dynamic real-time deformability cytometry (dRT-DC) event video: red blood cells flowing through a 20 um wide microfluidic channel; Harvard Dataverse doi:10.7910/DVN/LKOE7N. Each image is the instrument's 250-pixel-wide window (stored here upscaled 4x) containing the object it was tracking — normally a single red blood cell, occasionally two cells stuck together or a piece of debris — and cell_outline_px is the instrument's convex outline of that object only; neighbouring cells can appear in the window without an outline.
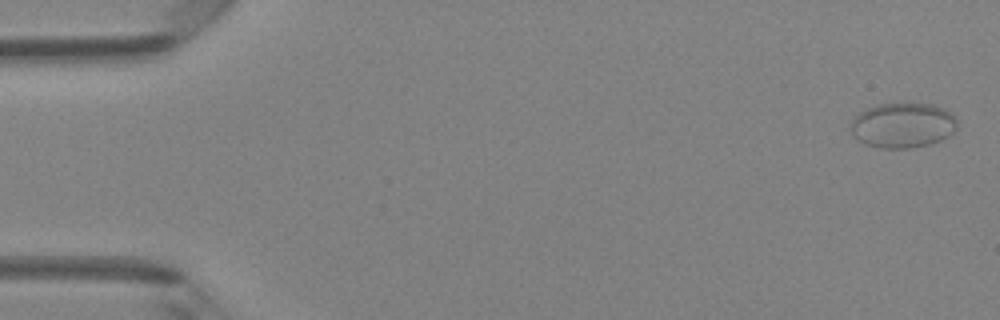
{"species": "Egyptian fruit bat (a non-hibernating species)", "species_latin": "Rousettus aegyptiacus", "temperature_condition": "room temperature", "stored_images_in_passage": 28, "camera_frame_rate_fps": 3000, "um_per_image_px": 0.085, "animal": {"sex": "female"}, "frame": {"image": 1, "passage_image": 1, "time_ms": 0.0, "image_size_px": [1000, 320], "cell_outline_px": [[956, 128], [948, 136], [940, 140], [928, 144], [912, 148], [880, 148], [864, 144], [848, 128], [852, 120], [860, 112], [868, 108], [880, 104], [904, 100], [932, 104], [944, 108], [952, 112], [956, 116]], "centroid_in_image_um": [76.75, 10.6], "position_along_channel_um": 8.3, "area_um2": 28.61}}
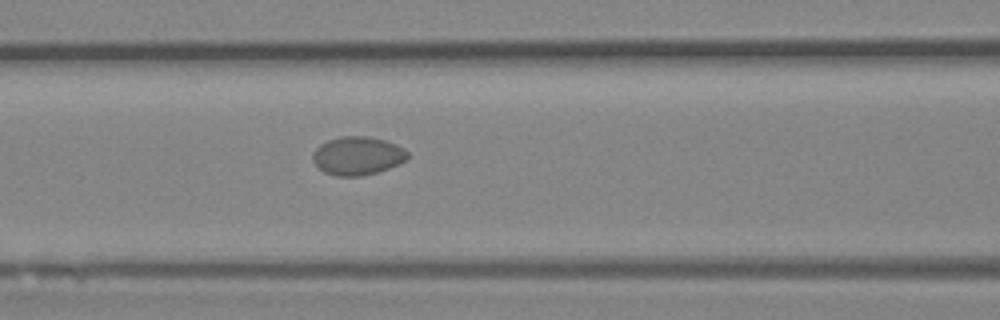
{"frame": {"image": 2, "passage_image": 20, "time_ms": 6.333, "image_size_px": [1000, 320], "cell_outline_px": [[408, 156], [404, 160], [388, 168], [376, 172], [360, 176], [336, 176], [324, 172], [312, 160], [312, 156], [316, 148], [320, 144], [328, 140], [340, 136], [368, 136], [384, 140], [404, 148], [408, 152]], "centroid_in_image_um": [30.36, 13.23], "position_along_channel_um": 136.2, "area_um2": 20.98}}
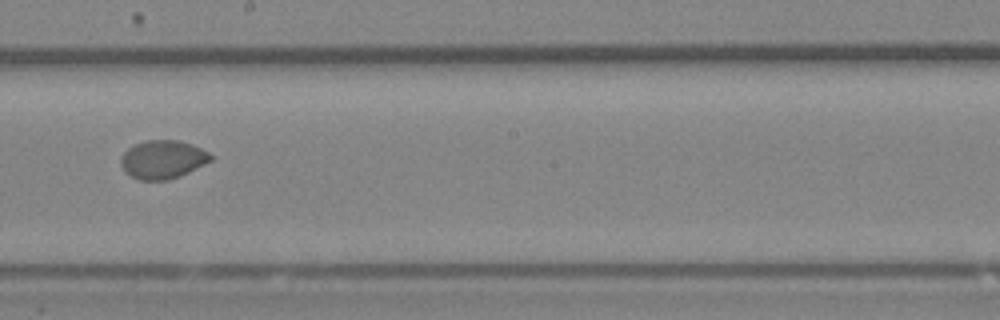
{"frame": {"image": 3, "passage_image": 27, "time_ms": 8.667, "image_size_px": [1000, 320], "cell_outline_px": [[212, 160], [180, 176], [168, 180], [140, 180], [124, 172], [120, 164], [120, 156], [128, 148], [136, 144], [148, 140], [180, 140], [192, 144], [208, 152], [212, 156]], "centroid_in_image_um": [13.81, 13.55], "position_along_channel_um": 234.4, "area_um2": 20.11}}